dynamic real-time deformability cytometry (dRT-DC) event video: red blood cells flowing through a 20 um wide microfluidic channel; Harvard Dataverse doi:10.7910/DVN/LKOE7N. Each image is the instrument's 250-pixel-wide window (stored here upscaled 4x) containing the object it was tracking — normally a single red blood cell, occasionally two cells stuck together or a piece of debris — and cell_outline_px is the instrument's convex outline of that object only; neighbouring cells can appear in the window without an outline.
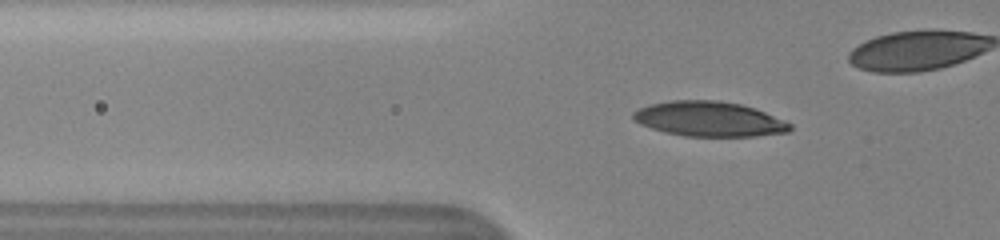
{"species": "human", "species_latin": "Homo sapiens", "temperature_condition": "cold", "stored_images_in_passage": 36, "camera_frame_rate_fps": 3000, "um_per_image_px": 0.085, "donor": {"sex": "female"}, "frame": {"image": 1, "passage_image": 6, "time_ms": 1.667, "image_size_px": [1000, 240], "cell_outline_px": [[792, 128], [788, 132], [756, 136], [684, 136], [664, 132], [640, 124], [632, 120], [632, 112], [640, 108], [652, 104], [672, 100], [716, 100], [740, 104], [764, 112], [784, 120], [792, 124]], "centroid_in_image_um": [60.26, 10.12], "position_along_channel_um": 65.5, "area_um2": 31.79}}
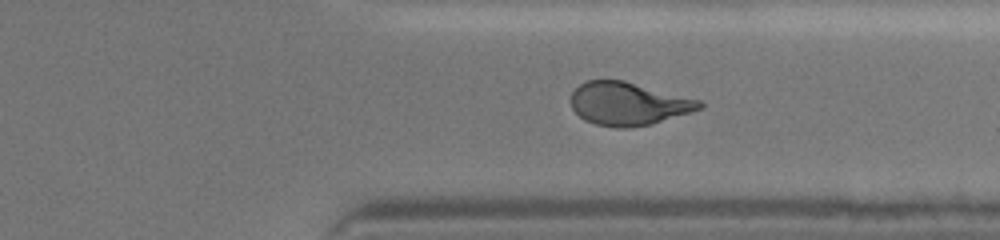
{"frame": {"image": 2, "passage_image": 31, "time_ms": 10.0, "image_size_px": [1000, 240], "cell_outline_px": [[704, 108], [692, 112], [652, 124], [628, 128], [616, 128], [596, 124], [584, 120], [572, 108], [572, 92], [584, 80], [624, 80], [700, 100], [704, 104]], "centroid_in_image_um": [53.42, 8.82], "position_along_channel_um": 358.0, "area_um2": 32.31}}